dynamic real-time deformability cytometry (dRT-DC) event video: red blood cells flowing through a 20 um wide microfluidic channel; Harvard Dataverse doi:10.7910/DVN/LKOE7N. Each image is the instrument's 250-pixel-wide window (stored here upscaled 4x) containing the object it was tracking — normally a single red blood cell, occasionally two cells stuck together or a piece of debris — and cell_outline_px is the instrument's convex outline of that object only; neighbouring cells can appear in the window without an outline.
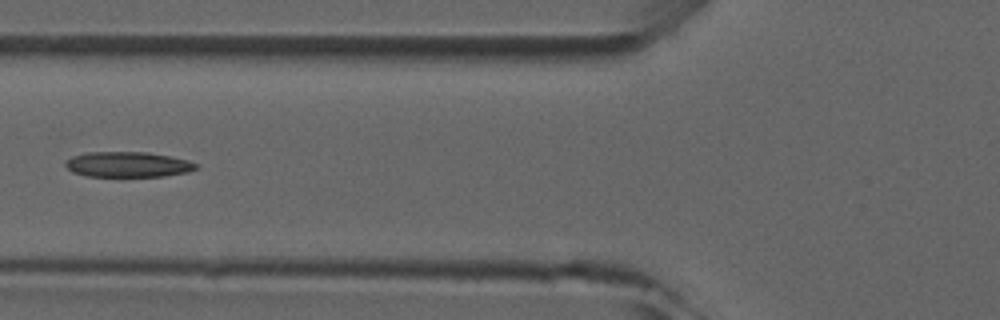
{"species": "common noctule bat (a hibernating species)", "species_latin": "Nyctalus noctula", "temperature_condition": "room temperature", "stored_images_in_passage": 3, "camera_frame_rate_fps": 3000, "um_per_image_px": 0.085, "animal": {"sex": "male", "forearm_length_mm": 52.5}, "frame": {"image": 1, "passage_image": 3, "time_ms": 2.0, "image_size_px": [1000, 320], "cell_outline_px": [[196, 168], [188, 172], [164, 176], [88, 176], [72, 172], [64, 164], [64, 160], [72, 156], [88, 152], [148, 152], [172, 156], [188, 160], [196, 164]], "centroid_in_image_um": [10.84, 13.97], "position_along_channel_um": 115.0, "area_um2": 19.31}}